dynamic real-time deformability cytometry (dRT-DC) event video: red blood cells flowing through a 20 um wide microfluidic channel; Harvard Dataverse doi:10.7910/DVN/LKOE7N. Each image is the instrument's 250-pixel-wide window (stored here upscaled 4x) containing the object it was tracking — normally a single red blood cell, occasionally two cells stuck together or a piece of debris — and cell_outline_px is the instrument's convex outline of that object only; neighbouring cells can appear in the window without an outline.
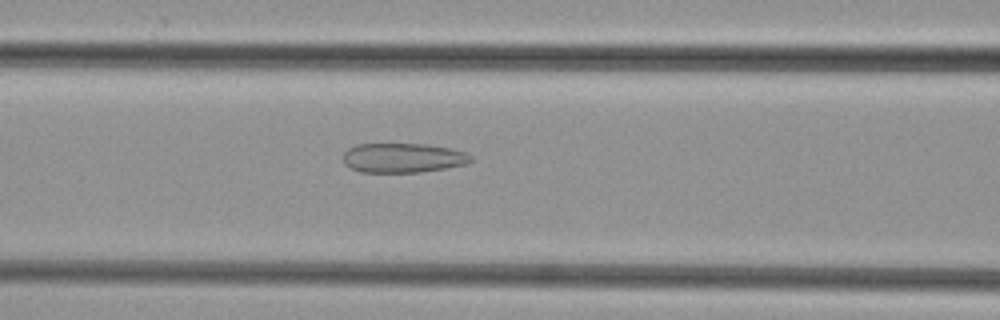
{"species": "common noctule bat (a hibernating species)", "species_latin": "Nyctalus noctula", "temperature_condition": "cold", "stored_images_in_passage": 29, "camera_frame_rate_fps": 3000, "um_per_image_px": 0.085, "animal": {"sex": "female", "body_mass_g": 29.2, "forearm_length_mm": 56.3}, "frame": {"image": 1, "passage_image": 5, "time_ms": 1.333, "image_size_px": [1000, 320], "cell_outline_px": [[472, 160], [464, 164], [444, 168], [420, 172], [360, 172], [344, 164], [344, 152], [348, 148], [356, 144], [428, 144], [452, 148], [468, 152], [472, 156]], "centroid_in_image_um": [34.26, 13.41], "position_along_channel_um": 132.3, "area_um2": 22.02}}
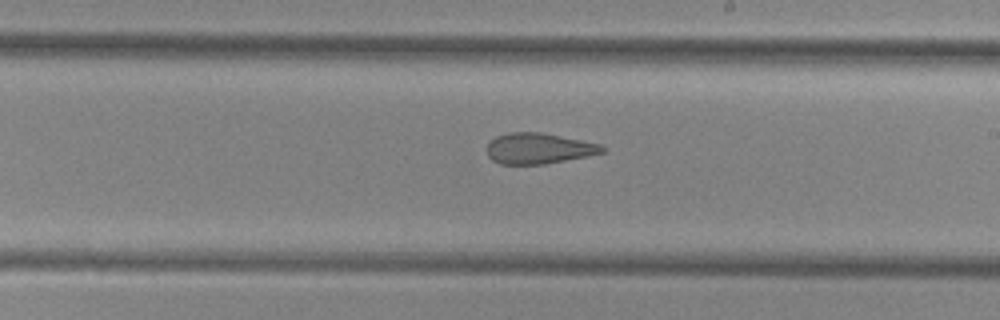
{"frame": {"image": 2, "passage_image": 13, "time_ms": 4.0, "image_size_px": [1000, 320], "cell_outline_px": [[608, 148], [604, 152], [588, 156], [544, 164], [500, 164], [492, 160], [488, 156], [488, 144], [496, 136], [508, 132], [540, 132], [600, 144]], "centroid_in_image_um": [45.8, 12.62], "position_along_channel_um": 243.2, "area_um2": 20.58}}
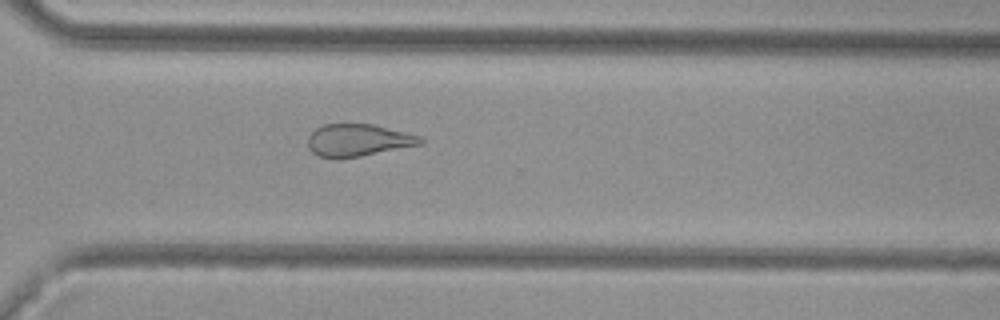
{"frame": {"image": 3, "passage_image": 20, "time_ms": 6.333, "image_size_px": [1000, 320], "cell_outline_px": [[424, 140], [420, 144], [360, 156], [320, 156], [312, 152], [308, 148], [308, 136], [316, 128], [324, 124], [372, 124], [420, 136]], "centroid_in_image_um": [30.42, 11.89], "position_along_channel_um": 340.2, "area_um2": 20.46}}